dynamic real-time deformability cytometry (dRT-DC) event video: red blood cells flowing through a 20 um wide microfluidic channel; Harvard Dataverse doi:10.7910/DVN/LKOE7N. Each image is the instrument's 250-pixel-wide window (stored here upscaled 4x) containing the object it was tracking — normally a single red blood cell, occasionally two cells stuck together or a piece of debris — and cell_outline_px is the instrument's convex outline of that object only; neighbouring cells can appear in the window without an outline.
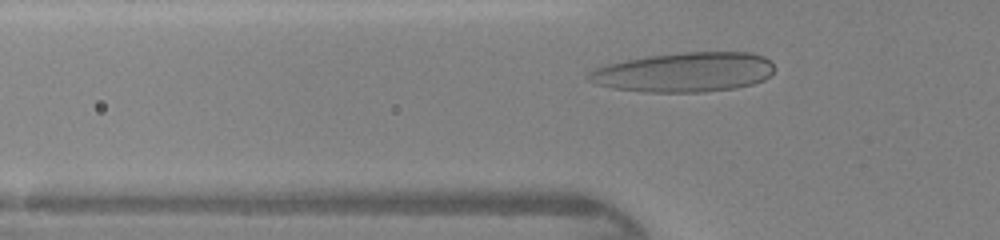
{"species": "human", "species_latin": "Homo sapiens", "temperature_condition": "warm", "stored_images_in_passage": 32, "camera_frame_rate_fps": 3000, "um_per_image_px": 0.085, "donor": {"sex": "female"}, "frame": {"image": 1, "passage_image": 9, "time_ms": 2.667, "image_size_px": [1000, 240], "cell_outline_px": [[772, 72], [764, 80], [752, 84], [736, 88], [704, 92], [648, 92], [612, 88], [596, 84], [588, 80], [584, 76], [588, 72], [596, 68], [608, 64], [624, 60], [648, 56], [684, 52], [752, 52], [764, 56], [772, 64]], "centroid_in_image_um": [58.14, 6.14], "position_along_channel_um": 67.7, "area_um2": 42.95}}
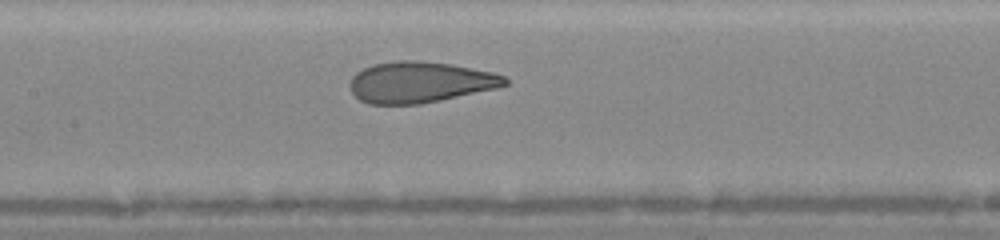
{"frame": {"image": 2, "passage_image": 16, "time_ms": 5.0, "image_size_px": [1000, 240], "cell_outline_px": [[508, 84], [496, 88], [440, 100], [420, 104], [368, 104], [360, 100], [352, 92], [348, 84], [352, 76], [356, 72], [372, 64], [396, 60], [416, 60], [452, 64], [492, 72], [504, 76], [508, 80]], "centroid_in_image_um": [35.66, 6.98], "position_along_channel_um": 171.7, "area_um2": 37.11}}
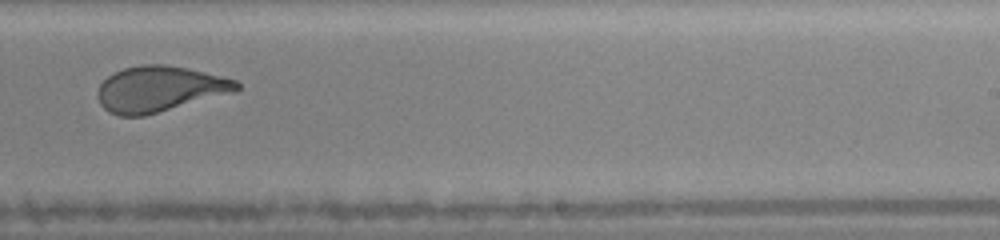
{"frame": {"image": 3, "passage_image": 23, "time_ms": 7.333, "image_size_px": [1000, 240], "cell_outline_px": [[240, 88], [236, 92], [144, 116], [120, 116], [108, 112], [100, 104], [96, 96], [96, 92], [100, 84], [108, 76], [124, 68], [140, 64], [164, 64], [204, 72], [236, 80], [240, 84]], "centroid_in_image_um": [13.54, 7.57], "position_along_channel_um": 275.5, "area_um2": 37.05}}